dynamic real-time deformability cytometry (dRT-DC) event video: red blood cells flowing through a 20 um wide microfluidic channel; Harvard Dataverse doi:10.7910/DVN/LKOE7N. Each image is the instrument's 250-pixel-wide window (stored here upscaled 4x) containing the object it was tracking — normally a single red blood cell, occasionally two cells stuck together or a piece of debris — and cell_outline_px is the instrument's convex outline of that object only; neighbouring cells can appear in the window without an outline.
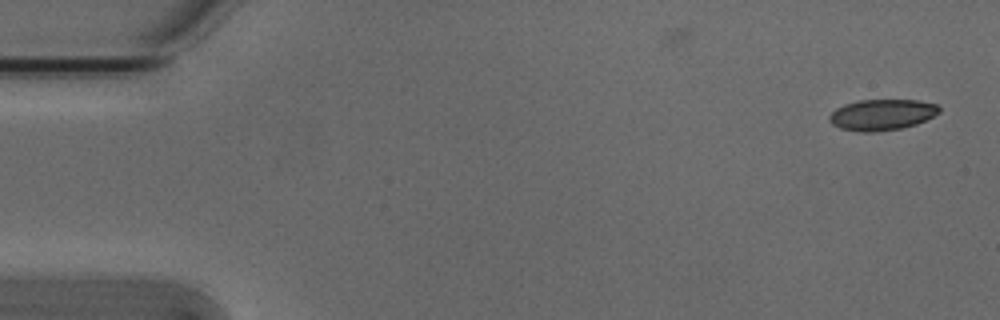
{"species": "Egyptian fruit bat (a non-hibernating species)", "species_latin": "Rousettus aegyptiacus", "temperature_condition": "cold", "stored_images_in_passage": 5, "camera_frame_rate_fps": 3000, "um_per_image_px": 0.085, "animal": {"sex": "male"}, "frame": {"image": 1, "passage_image": 1, "time_ms": 0.0, "image_size_px": [1000, 320], "cell_outline_px": [[940, 112], [916, 124], [900, 128], [876, 132], [860, 132], [840, 128], [832, 124], [828, 120], [828, 116], [836, 108], [844, 104], [860, 100], [916, 100], [936, 104], [940, 108]], "centroid_in_image_um": [74.92, 9.75], "position_along_channel_um": 10.1, "area_um2": 19.77}}